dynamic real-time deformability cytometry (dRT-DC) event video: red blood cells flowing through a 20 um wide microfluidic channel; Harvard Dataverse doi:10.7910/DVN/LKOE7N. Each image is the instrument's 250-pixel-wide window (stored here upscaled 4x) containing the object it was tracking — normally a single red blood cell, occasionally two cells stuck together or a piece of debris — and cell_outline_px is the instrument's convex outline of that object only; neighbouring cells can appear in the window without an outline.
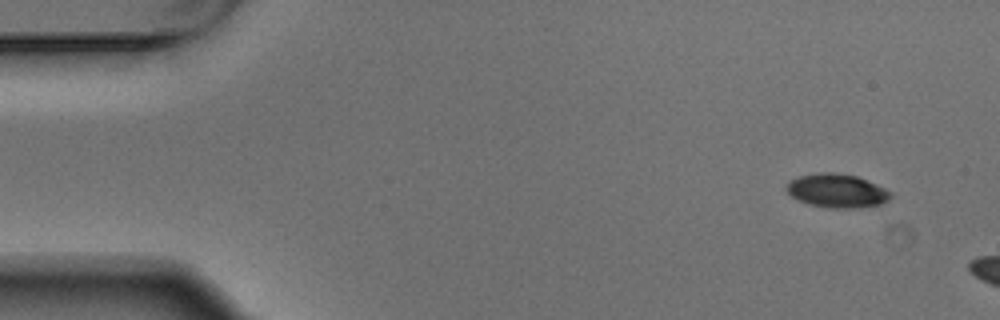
{"species": "Egyptian fruit bat (a non-hibernating species)", "species_latin": "Rousettus aegyptiacus", "temperature_condition": "warm", "stored_images_in_passage": 3, "camera_frame_rate_fps": 3000, "um_per_image_px": 0.085, "animal": {"sex": "male"}, "frame": {"image": 1, "passage_image": 1, "time_ms": 0.0, "image_size_px": [1000, 320], "cell_outline_px": [[892, 196], [888, 200], [880, 204], [848, 208], [828, 208], [808, 204], [792, 196], [784, 188], [792, 180], [800, 176], [820, 172], [832, 172], [856, 176], [876, 184], [892, 192]], "centroid_in_image_um": [71.14, 16.21], "position_along_channel_um": 13.9, "area_um2": 20.17}}